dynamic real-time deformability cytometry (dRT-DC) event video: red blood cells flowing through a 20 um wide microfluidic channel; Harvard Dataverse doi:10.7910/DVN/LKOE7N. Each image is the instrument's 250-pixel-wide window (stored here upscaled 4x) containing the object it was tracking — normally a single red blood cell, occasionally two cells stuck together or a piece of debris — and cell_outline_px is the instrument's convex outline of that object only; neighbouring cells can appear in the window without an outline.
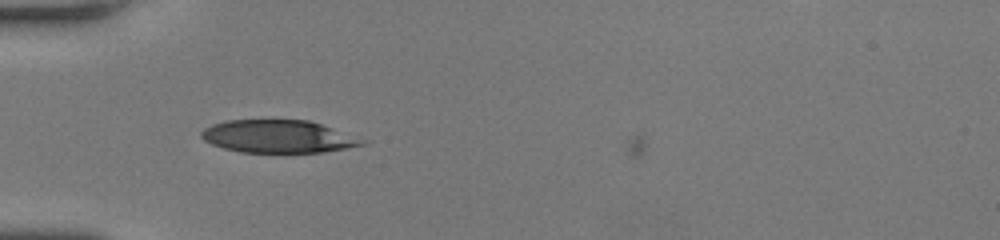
{"species": "human", "species_latin": "Homo sapiens", "temperature_condition": "room temperature", "stored_images_in_passage": 34, "camera_frame_rate_fps": 3000, "um_per_image_px": 0.085, "donor": {"sex": "female"}, "frame": {"image": 1, "passage_image": 1, "time_ms": 0.0, "image_size_px": [1000, 240], "cell_outline_px": [[372, 140], [368, 144], [348, 148], [324, 152], [240, 152], [224, 148], [212, 144], [204, 140], [200, 136], [200, 132], [204, 128], [212, 124], [224, 120], [308, 120]], "centroid_in_image_um": [23.73, 11.6], "position_along_channel_um": 61.3, "area_um2": 31.1}}
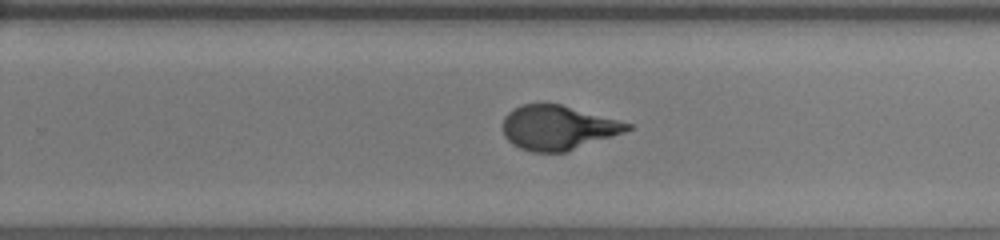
{"frame": {"image": 2, "passage_image": 17, "time_ms": 5.333, "image_size_px": [1000, 240], "cell_outline_px": [[632, 128], [624, 132], [564, 152], [532, 152], [520, 148], [512, 144], [504, 136], [504, 116], [512, 108], [520, 104], [560, 104], [632, 124]], "centroid_in_image_um": [47.37, 10.84], "position_along_channel_um": 282.4, "area_um2": 31.79}}
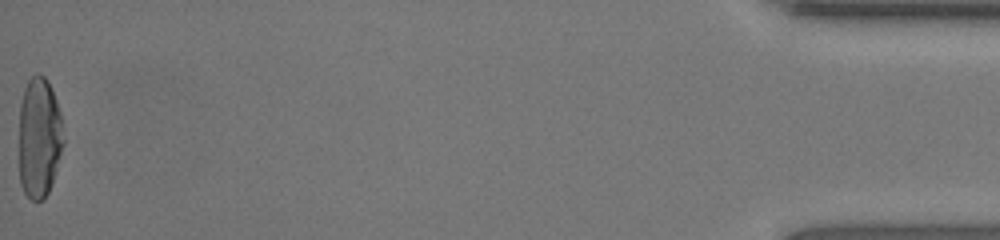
{"frame": {"image": 3, "passage_image": 34, "time_ms": 11.0, "image_size_px": [1000, 240], "cell_outline_px": [[64, 144], [52, 184], [44, 200], [32, 200], [24, 192], [20, 184], [20, 104], [24, 88], [28, 80], [36, 72], [44, 76], [48, 80], [52, 88], [60, 112], [64, 140]], "centroid_in_image_um": [3.35, 11.68], "position_along_channel_um": 431.9, "area_um2": 31.44}, "authors_computed_cell_mechanics": {"area_um2": 32.7148, "velocity_mm_per_s": 4.2863, "shape_relaxation_time_tau1_ms": 4.9446, "shape_relaxation_time_tau2_ms": null, "deformation_change_tau1": 0.2524, "deformation_change_tau2": null}}